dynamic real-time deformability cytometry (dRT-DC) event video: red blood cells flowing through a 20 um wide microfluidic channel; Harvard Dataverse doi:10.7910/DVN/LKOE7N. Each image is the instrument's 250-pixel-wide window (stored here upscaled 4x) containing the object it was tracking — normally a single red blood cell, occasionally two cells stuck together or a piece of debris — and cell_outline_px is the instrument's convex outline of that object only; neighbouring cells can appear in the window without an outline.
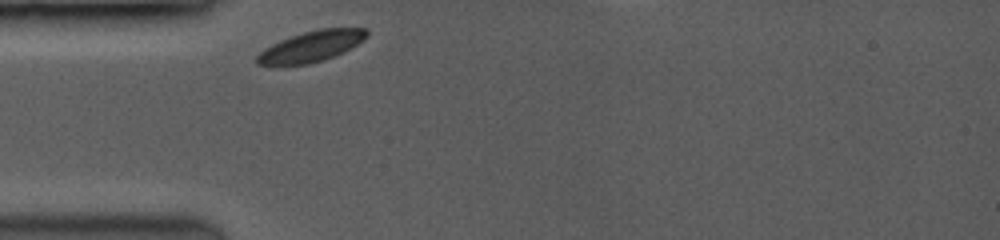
{"species": "common noctule bat (a hibernating species)", "species_latin": "Nyctalus noctula", "temperature_condition": "room temperature", "stored_images_in_passage": 5, "camera_frame_rate_fps": 3500, "um_per_image_px": 0.085, "animal": {"sex": "female", "body_mass_g": 19.0, "forearm_length_mm": 53.3}, "frame": {"image": 1, "passage_image": 1, "time_ms": 0.0, "image_size_px": [1000, 240], "cell_outline_px": [[368, 36], [364, 40], [344, 52], [324, 60], [308, 64], [256, 64], [256, 56], [264, 48], [280, 40], [304, 32], [320, 28], [368, 28]], "centroid_in_image_um": [26.51, 3.92], "position_along_channel_um": 58.5, "area_um2": 19.54}}